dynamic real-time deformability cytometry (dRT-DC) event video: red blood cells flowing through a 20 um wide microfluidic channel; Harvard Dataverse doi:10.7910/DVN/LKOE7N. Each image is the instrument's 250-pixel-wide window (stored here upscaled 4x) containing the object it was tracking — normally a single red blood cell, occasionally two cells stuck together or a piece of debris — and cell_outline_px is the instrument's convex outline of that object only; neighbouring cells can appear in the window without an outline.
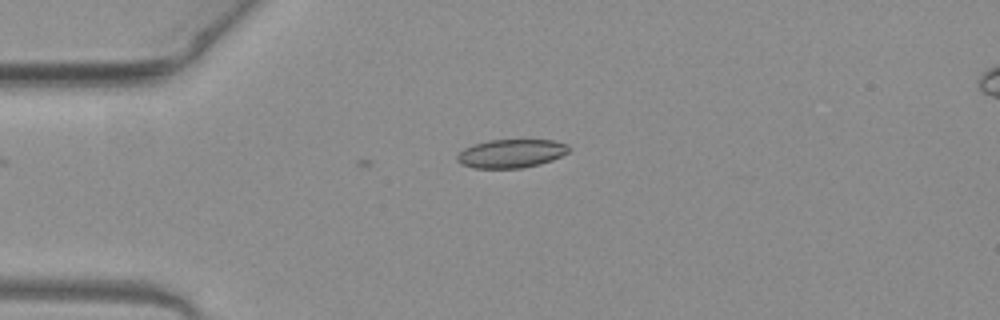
{"species": "common noctule bat (a hibernating species)", "species_latin": "Nyctalus noctula", "temperature_condition": "warm", "stored_images_in_passage": 8, "camera_frame_rate_fps": 3000, "um_per_image_px": 0.085, "animal": {"sex": "female", "body_mass_g": 19.3, "forearm_length_mm": 54.1}, "frame": {"image": 1, "passage_image": 1, "time_ms": 0.0, "image_size_px": [1000, 320], "cell_outline_px": [[572, 148], [568, 152], [552, 160], [540, 164], [524, 168], [472, 168], [460, 164], [456, 160], [456, 156], [464, 148], [488, 140], [552, 140], [568, 144]], "centroid_in_image_um": [43.45, 13.05], "position_along_channel_um": 41.5, "area_um2": 18.67}}
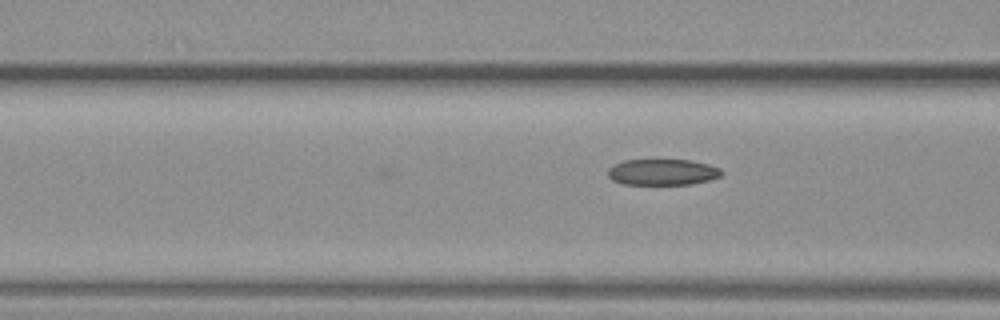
{"frame": {"image": 2, "passage_image": 8, "time_ms": 2.333, "image_size_px": [1000, 320], "cell_outline_px": [[724, 172], [720, 176], [708, 180], [692, 184], [620, 184], [612, 180], [608, 176], [608, 168], [612, 164], [624, 160], [692, 160], [708, 164], [720, 168]], "centroid_in_image_um": [56.29, 14.62], "position_along_channel_um": 110.3, "area_um2": 17.4}}